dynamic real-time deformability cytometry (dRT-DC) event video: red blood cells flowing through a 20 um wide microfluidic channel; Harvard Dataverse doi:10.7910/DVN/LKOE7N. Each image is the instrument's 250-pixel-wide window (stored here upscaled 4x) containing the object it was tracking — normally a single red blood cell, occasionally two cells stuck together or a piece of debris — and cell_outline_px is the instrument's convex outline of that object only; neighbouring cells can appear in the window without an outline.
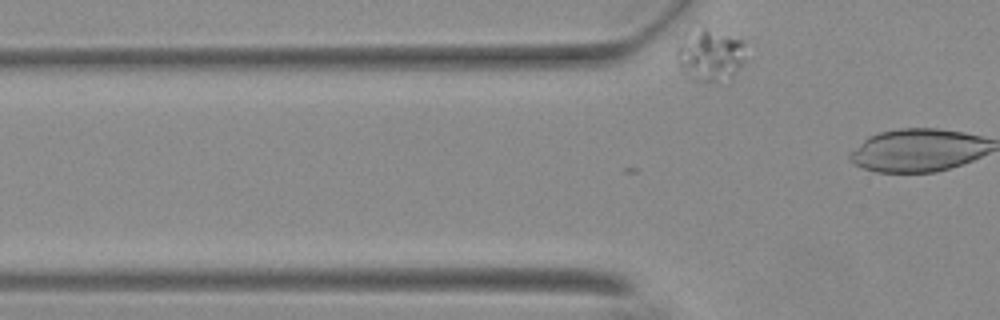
{"species": "Egyptian fruit bat (a non-hibernating species)", "species_latin": "Rousettus aegyptiacus", "temperature_condition": "warm", "stored_images_in_passage": 9, "camera_frame_rate_fps": 3000, "um_per_image_px": 0.085, "animal": {"sex": "female"}, "frame": {"image": 1, "passage_image": 5, "time_ms": 1.333, "image_size_px": [1000, 320], "cell_outline_px": [[744, 60], [740, 68], [732, 76], [716, 80], [700, 80], [688, 76], [680, 68], [676, 60], [676, 48], [680, 44], [704, 28], [740, 40], [744, 44]], "centroid_in_image_um": [60.37, 4.73], "position_along_channel_um": 65.4, "area_um2": 19.42}}